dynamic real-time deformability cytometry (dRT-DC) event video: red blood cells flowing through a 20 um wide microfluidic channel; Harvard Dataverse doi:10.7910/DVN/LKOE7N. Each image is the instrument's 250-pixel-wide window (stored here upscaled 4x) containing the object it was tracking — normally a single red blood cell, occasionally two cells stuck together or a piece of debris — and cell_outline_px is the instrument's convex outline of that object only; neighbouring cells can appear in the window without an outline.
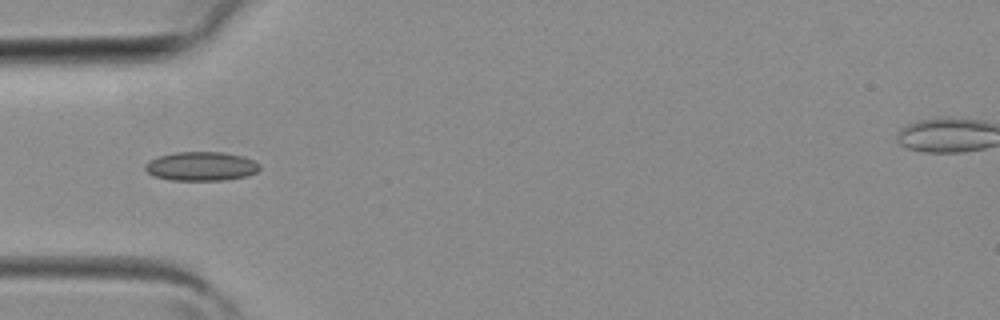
{"species": "common noctule bat (a hibernating species)", "species_latin": "Nyctalus noctula", "temperature_condition": "room temperature", "stored_images_in_passage": 2, "camera_frame_rate_fps": 3000, "um_per_image_px": 0.085, "animal": {"sex": "female", "body_mass_g": 19.3, "forearm_length_mm": 54.1}, "frame": {"image": 1, "passage_image": 2, "time_ms": 0.333, "image_size_px": [1000, 320], "cell_outline_px": [[260, 168], [256, 172], [248, 176], [224, 180], [172, 180], [152, 176], [144, 168], [144, 164], [148, 160], [156, 156], [176, 152], [224, 152], [244, 156], [260, 164]], "centroid_in_image_um": [17.08, 14.13], "position_along_channel_um": 67.9, "area_um2": 19.59}}